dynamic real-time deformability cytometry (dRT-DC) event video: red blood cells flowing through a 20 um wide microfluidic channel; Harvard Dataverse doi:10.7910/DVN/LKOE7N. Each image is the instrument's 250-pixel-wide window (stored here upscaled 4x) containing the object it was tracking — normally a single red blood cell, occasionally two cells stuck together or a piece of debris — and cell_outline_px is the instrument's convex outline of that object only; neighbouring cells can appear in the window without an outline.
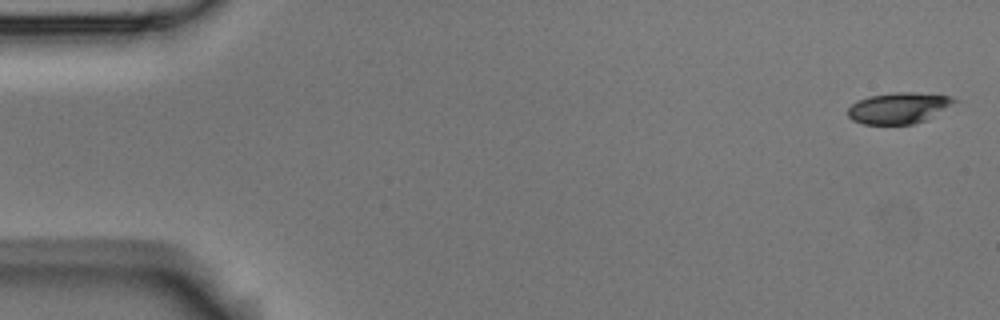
{"species": "Egyptian fruit bat (a non-hibernating species)", "species_latin": "Rousettus aegyptiacus", "temperature_condition": "room temperature", "stored_images_in_passage": 3, "camera_frame_rate_fps": 3000, "um_per_image_px": 0.085, "animal": {"sex": "male"}, "frame": {"image": 1, "passage_image": 1, "time_ms": 0.0, "image_size_px": [1000, 320], "cell_outline_px": [[960, 100], [924, 120], [912, 124], [864, 124], [852, 120], [848, 116], [848, 108], [856, 100], [868, 96], [896, 92], [912, 92], [952, 96]], "centroid_in_image_um": [76.36, 9.16], "position_along_channel_um": 8.6, "area_um2": 19.19}}